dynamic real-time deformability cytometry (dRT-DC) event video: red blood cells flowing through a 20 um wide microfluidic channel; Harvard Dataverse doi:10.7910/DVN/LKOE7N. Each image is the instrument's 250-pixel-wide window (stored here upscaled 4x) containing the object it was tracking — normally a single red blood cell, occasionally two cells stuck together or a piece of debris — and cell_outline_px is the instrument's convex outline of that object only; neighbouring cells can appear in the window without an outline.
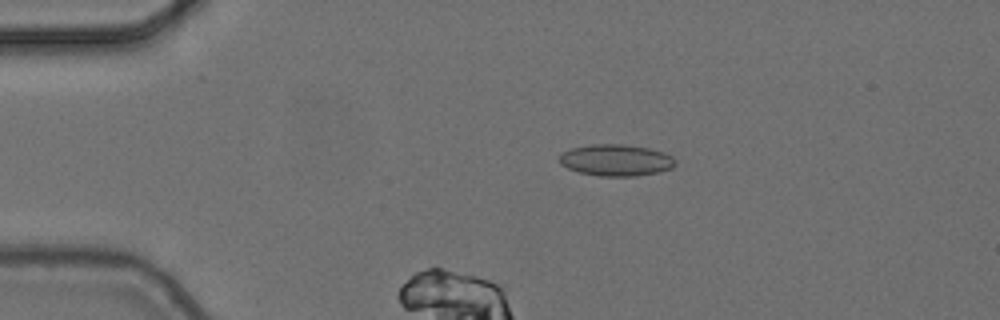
{"species": "common noctule bat (a hibernating species)", "species_latin": "Nyctalus noctula", "temperature_condition": "cold", "stored_images_in_passage": 5, "camera_frame_rate_fps": 3000, "um_per_image_px": 0.085, "animal": {"sex": "female", "body_mass_g": 24.6, "forearm_length_mm": 56.2}, "frame": {"image": 1, "passage_image": 3, "time_ms": 0.667, "image_size_px": [1000, 320], "cell_outline_px": [[676, 164], [672, 168], [660, 172], [636, 176], [600, 176], [580, 172], [568, 168], [560, 164], [556, 160], [560, 152], [572, 148], [592, 144], [624, 144], [648, 148], [664, 152], [672, 156], [676, 160]], "centroid_in_image_um": [52.34, 13.61], "position_along_channel_um": 32.7, "area_um2": 21.62}}